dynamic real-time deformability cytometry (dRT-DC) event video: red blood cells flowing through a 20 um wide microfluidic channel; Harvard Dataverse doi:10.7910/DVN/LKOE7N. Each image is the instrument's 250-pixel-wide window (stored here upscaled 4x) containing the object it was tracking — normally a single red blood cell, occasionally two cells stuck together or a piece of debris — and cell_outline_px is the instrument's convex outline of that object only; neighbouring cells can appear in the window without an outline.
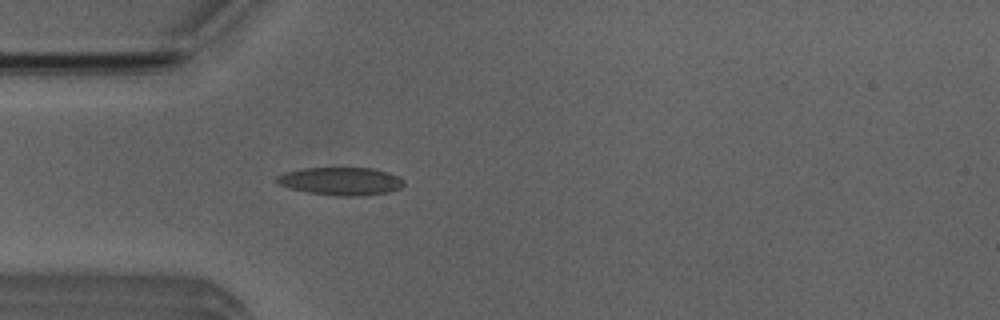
{"species": "Egyptian fruit bat (a non-hibernating species)", "species_latin": "Rousettus aegyptiacus", "temperature_condition": "room temperature", "stored_images_in_passage": 5, "camera_frame_rate_fps": 3000, "um_per_image_px": 0.085, "animal": {"sex": "male"}, "frame": {"image": 1, "passage_image": 5, "time_ms": 4.667, "image_size_px": [1000, 320], "cell_outline_px": [[404, 184], [400, 188], [388, 192], [360, 196], [336, 196], [308, 192], [292, 188], [280, 184], [276, 180], [276, 176], [284, 172], [304, 168], [372, 168], [388, 172], [404, 180]], "centroid_in_image_um": [28.98, 15.4], "position_along_channel_um": 56.0, "area_um2": 20.52}}